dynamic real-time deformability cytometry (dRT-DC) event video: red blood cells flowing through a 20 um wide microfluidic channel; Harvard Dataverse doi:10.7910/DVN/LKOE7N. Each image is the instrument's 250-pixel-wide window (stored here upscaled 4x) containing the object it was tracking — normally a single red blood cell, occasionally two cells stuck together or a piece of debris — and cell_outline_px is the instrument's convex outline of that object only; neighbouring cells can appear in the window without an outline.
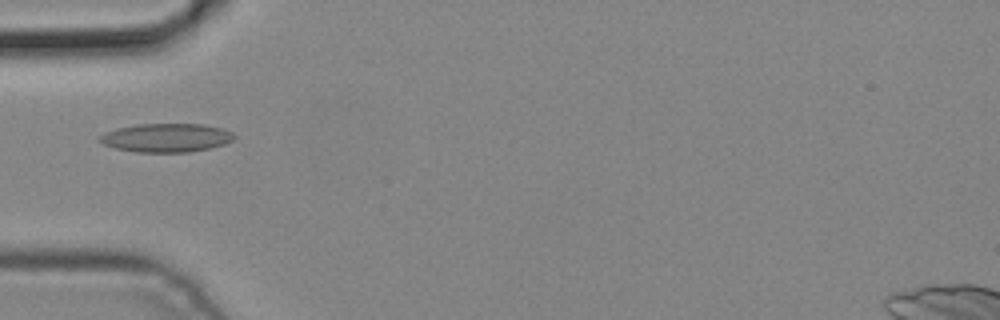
{"species": "common noctule bat (a hibernating species)", "species_latin": "Nyctalus noctula", "temperature_condition": "cold", "stored_images_in_passage": 2, "camera_frame_rate_fps": 3000, "um_per_image_px": 0.085, "animal": {"sex": "male", "body_mass_g": 19.2, "forearm_length_mm": 51.8}, "frame": {"image": 1, "passage_image": 2, "time_ms": 0.333, "image_size_px": [1000, 320], "cell_outline_px": [[236, 136], [232, 140], [224, 144], [208, 148], [188, 152], [136, 152], [116, 148], [104, 144], [96, 140], [104, 132], [116, 128], [136, 124], [204, 124], [220, 128], [232, 132]], "centroid_in_image_um": [14.1, 11.7], "position_along_channel_um": 70.9, "area_um2": 22.43}}